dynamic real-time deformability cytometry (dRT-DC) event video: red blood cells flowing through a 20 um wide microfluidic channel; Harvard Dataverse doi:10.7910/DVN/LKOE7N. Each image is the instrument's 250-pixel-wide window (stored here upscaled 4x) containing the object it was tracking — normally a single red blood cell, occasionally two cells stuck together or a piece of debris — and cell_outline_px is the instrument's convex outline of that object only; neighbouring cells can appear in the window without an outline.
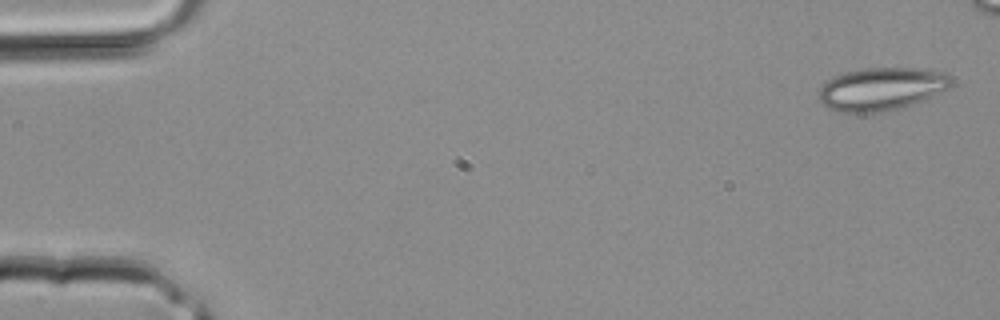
{"species": "common noctule bat (a hibernating species)", "species_latin": "Nyctalus noctula", "temperature_condition": "room temperature", "stored_images_in_passage": 3, "camera_frame_rate_fps": 3000, "um_per_image_px": 0.085, "animal": {"sex": "male", "body_mass_g": 20.4}, "frame": {"image": 1, "passage_image": 1, "time_ms": 0.0, "image_size_px": [1000, 320], "cell_outline_px": [[952, 84], [948, 88], [924, 100], [884, 112], [840, 112], [828, 108], [820, 100], [820, 88], [832, 76], [864, 68], [916, 68], [948, 72], [952, 76]], "centroid_in_image_um": [74.97, 7.54], "position_along_channel_um": 10.0, "area_um2": 32.95}}